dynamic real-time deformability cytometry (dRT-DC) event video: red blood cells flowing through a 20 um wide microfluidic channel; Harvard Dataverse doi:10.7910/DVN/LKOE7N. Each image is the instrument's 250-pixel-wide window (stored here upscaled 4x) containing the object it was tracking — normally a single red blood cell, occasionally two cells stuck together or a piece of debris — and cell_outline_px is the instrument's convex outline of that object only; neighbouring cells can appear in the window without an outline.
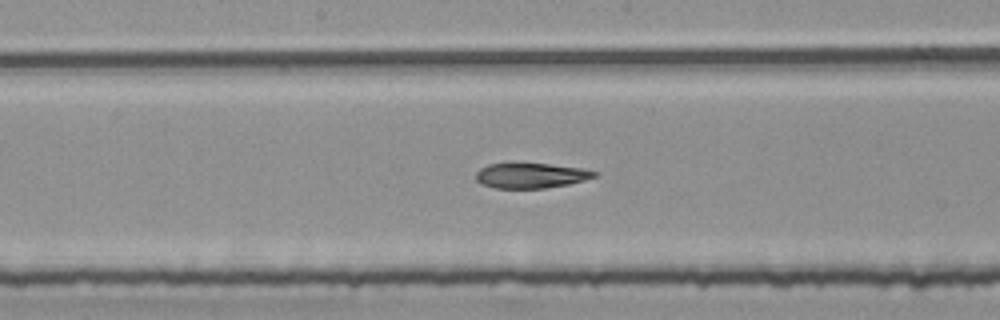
{"species": "common noctule bat (a hibernating species)", "species_latin": "Nyctalus noctula", "temperature_condition": "room temperature", "stored_images_in_passage": 54, "segment_of_instrument_passage": [2, 2], "camera_frame_rate_fps": 3000, "um_per_image_px": 0.085, "animal": {"sex": "female", "body_mass_g": 25.1}, "frame": {"image": 1, "passage_image": 28, "time_ms": 9.0, "image_size_px": [1000, 320], "cell_outline_px": [[600, 172], [596, 176], [584, 180], [568, 184], [544, 188], [496, 188], [480, 184], [476, 180], [476, 172], [480, 168], [488, 164], [548, 164], [580, 168]], "centroid_in_image_um": [45.11, 14.93], "position_along_channel_um": 203.1, "area_um2": 17.17}}
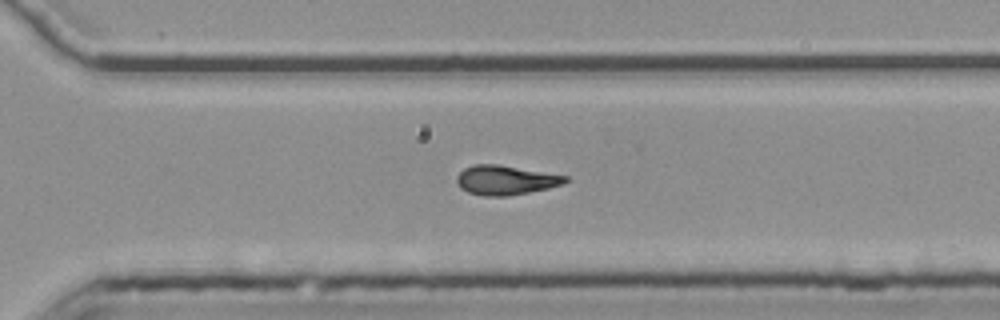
{"frame": {"image": 2, "passage_image": 38, "time_ms": 12.333, "image_size_px": [1000, 320], "cell_outline_px": [[568, 180], [564, 184], [548, 188], [508, 196], [484, 196], [468, 192], [460, 188], [456, 180], [456, 176], [464, 168], [472, 164], [496, 164], [568, 176]], "centroid_in_image_um": [42.95, 15.31], "position_along_channel_um": 327.7, "area_um2": 18.55}}
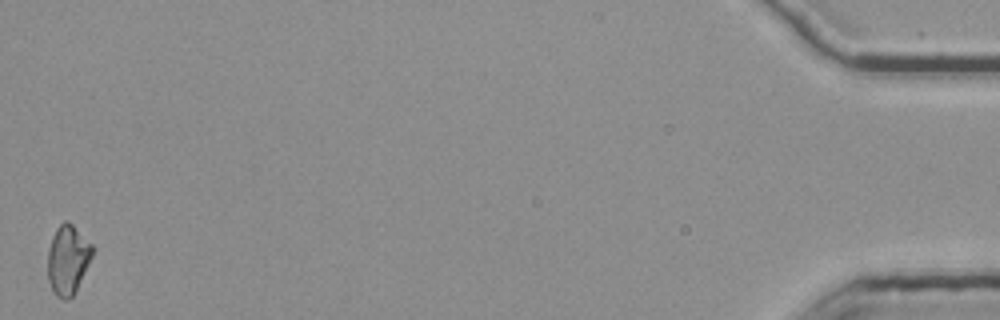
{"frame": {"image": 3, "passage_image": 54, "time_ms": 17.667, "image_size_px": [1000, 320], "cell_outline_px": [[96, 248], [76, 292], [68, 300], [64, 300], [56, 296], [48, 280], [48, 248], [52, 236], [56, 228], [64, 220], [68, 220]], "centroid_in_image_um": [5.78, 22.07], "position_along_channel_um": 429.4, "area_um2": 18.32}}